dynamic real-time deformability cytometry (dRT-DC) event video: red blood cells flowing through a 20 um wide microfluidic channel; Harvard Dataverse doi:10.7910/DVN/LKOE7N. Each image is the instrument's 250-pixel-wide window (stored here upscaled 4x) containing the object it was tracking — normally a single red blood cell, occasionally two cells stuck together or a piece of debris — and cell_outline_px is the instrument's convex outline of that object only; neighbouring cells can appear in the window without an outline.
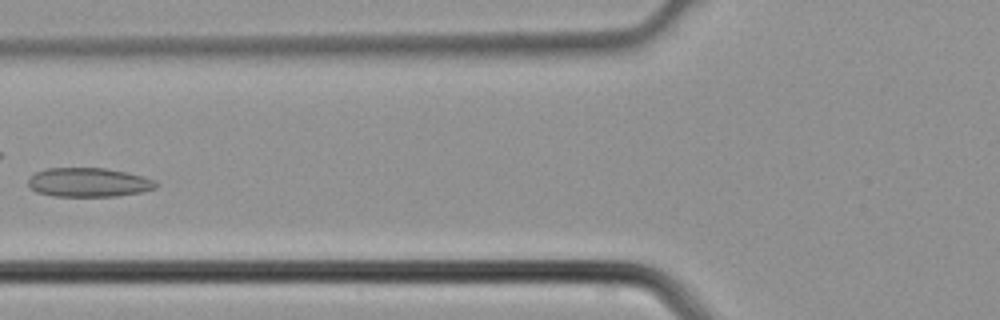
{"species": "common noctule bat (a hibernating species)", "species_latin": "Nyctalus noctula", "temperature_condition": "cold", "stored_images_in_passage": 3, "camera_frame_rate_fps": 3000, "um_per_image_px": 0.085, "animal": {"sex": "male", "body_mass_g": 21.5, "forearm_length_mm": 52.0}, "frame": {"image": 1, "passage_image": 3, "time_ms": 0.667, "image_size_px": [1000, 320], "cell_outline_px": [[160, 184], [156, 188], [140, 192], [116, 196], [52, 196], [36, 192], [28, 188], [28, 180], [36, 172], [48, 168], [104, 168], [124, 172], [156, 180]], "centroid_in_image_um": [7.52, 15.51], "position_along_channel_um": 118.3, "area_um2": 21.62}}